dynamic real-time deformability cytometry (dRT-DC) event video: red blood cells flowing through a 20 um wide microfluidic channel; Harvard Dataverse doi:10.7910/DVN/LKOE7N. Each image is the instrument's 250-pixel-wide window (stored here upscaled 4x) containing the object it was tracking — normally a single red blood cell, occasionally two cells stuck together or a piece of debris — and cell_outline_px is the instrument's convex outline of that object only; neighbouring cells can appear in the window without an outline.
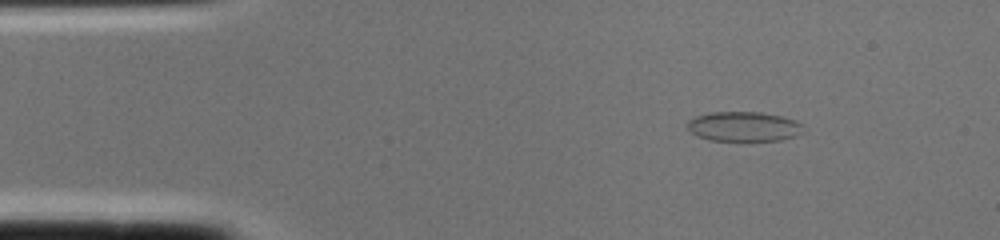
{"species": "common noctule bat (a hibernating species)", "species_latin": "Nyctalus noctula", "temperature_condition": "cold", "stored_images_in_passage": 1, "camera_frame_rate_fps": 3000, "um_per_image_px": 0.085, "animal": {"sex": "female", "body_mass_g": 22.0, "forearm_length_mm": 56.7}, "frame": {"image": 1, "passage_image": 1, "time_ms": 0.0, "image_size_px": [1000, 240], "cell_outline_px": [[804, 132], [796, 136], [780, 140], [708, 140], [696, 136], [688, 128], [688, 120], [696, 116], [712, 112], [760, 112], [780, 116], [796, 120], [804, 124]], "centroid_in_image_um": [63.26, 10.75], "position_along_channel_um": 21.7, "area_um2": 20.11}}